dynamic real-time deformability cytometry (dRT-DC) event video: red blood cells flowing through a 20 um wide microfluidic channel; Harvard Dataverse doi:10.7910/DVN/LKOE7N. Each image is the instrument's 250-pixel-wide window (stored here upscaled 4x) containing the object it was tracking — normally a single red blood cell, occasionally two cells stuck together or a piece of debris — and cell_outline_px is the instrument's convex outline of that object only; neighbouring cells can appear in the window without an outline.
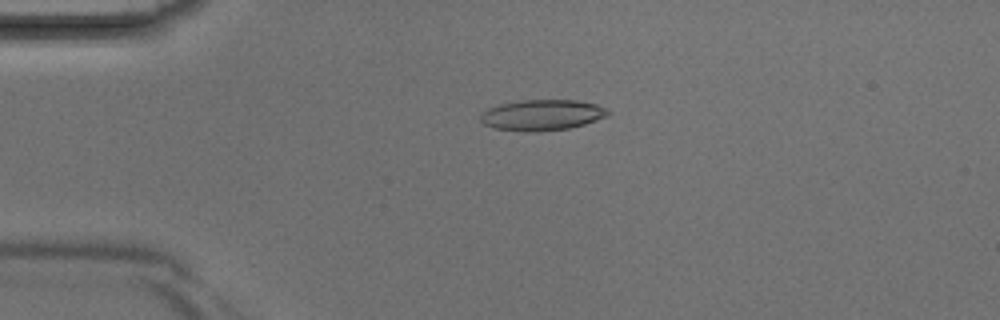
{"species": "Egyptian fruit bat (a non-hibernating species)", "species_latin": "Rousettus aegyptiacus", "temperature_condition": "room temperature", "stored_images_in_passage": 2, "camera_frame_rate_fps": 3000, "um_per_image_px": 0.085, "animal": {"sex": "male"}, "frame": {"image": 1, "passage_image": 1, "time_ms": 0.0, "image_size_px": [1000, 320], "cell_outline_px": [[612, 112], [608, 116], [584, 124], [568, 128], [536, 132], [524, 132], [496, 128], [484, 124], [480, 120], [480, 116], [488, 108], [500, 104], [520, 100], [576, 100], [596, 104]], "centroid_in_image_um": [46.08, 9.78], "position_along_channel_um": 38.9, "area_um2": 22.83}}